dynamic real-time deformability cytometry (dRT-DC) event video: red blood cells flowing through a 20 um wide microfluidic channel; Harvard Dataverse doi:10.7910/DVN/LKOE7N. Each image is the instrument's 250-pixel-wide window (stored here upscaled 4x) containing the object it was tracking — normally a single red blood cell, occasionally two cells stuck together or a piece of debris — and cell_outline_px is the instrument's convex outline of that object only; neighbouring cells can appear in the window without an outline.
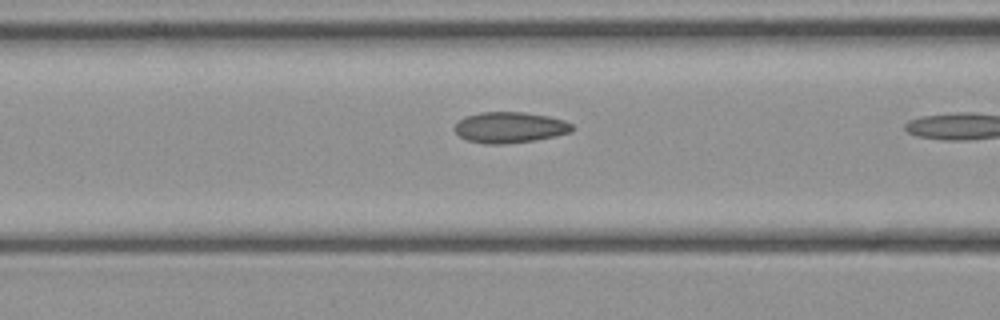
{"species": "common noctule bat (a hibernating species)", "species_latin": "Nyctalus noctula", "temperature_condition": "cold", "stored_images_in_passage": 9, "camera_frame_rate_fps": 3000, "um_per_image_px": 0.085, "animal": {"sex": "female", "body_mass_g": 21.9}, "frame": {"image": 1, "passage_image": 8, "time_ms": 2.333, "image_size_px": [1000, 320], "cell_outline_px": [[576, 128], [572, 132], [556, 136], [532, 140], [504, 144], [484, 144], [468, 140], [460, 136], [452, 128], [464, 116], [480, 112], [524, 112], [548, 116], [564, 120], [572, 124]], "centroid_in_image_um": [43.35, 10.82], "position_along_channel_um": 123.3, "area_um2": 21.27}}